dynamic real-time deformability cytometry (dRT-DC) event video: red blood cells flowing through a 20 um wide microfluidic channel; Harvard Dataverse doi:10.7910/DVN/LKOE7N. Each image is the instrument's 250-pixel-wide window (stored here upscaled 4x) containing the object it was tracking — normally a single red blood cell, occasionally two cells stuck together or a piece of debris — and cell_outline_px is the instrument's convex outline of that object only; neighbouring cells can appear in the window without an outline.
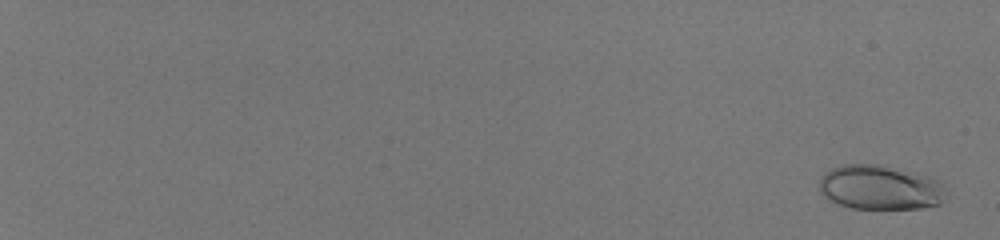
{"species": "human", "species_latin": "Homo sapiens", "temperature_condition": "room temperature", "stored_images_in_passage": 57, "camera_frame_rate_fps": 3000, "um_per_image_px": 0.085, "donor": {"sex": "male"}, "frame": {"image": 1, "passage_image": 3, "time_ms": 0.667, "image_size_px": [1000, 240], "cell_outline_px": [[944, 188], [940, 204], [920, 208], [852, 208], [840, 204], [824, 196], [820, 192], [820, 176], [824, 172], [832, 168], [844, 164], [880, 164], [928, 176], [936, 180]], "centroid_in_image_um": [74.75, 15.92], "position_along_channel_um": 10.2, "area_um2": 32.43}}
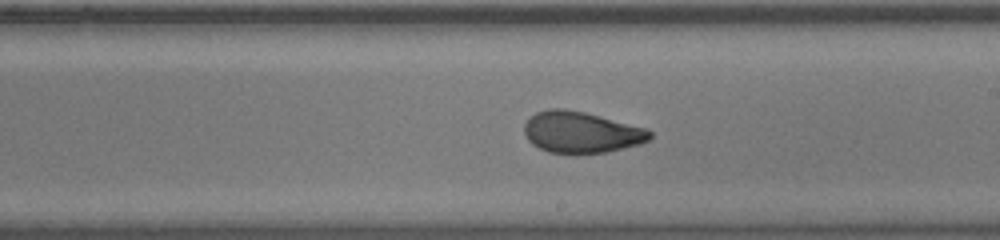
{"frame": {"image": 2, "passage_image": 40, "time_ms": 13.0, "image_size_px": [1000, 240], "cell_outline_px": [[652, 136], [648, 140], [640, 144], [608, 152], [548, 152], [532, 144], [528, 140], [524, 132], [524, 124], [536, 112], [548, 108], [564, 108], [584, 112], [648, 128], [652, 132]], "centroid_in_image_um": [49.42, 11.22], "position_along_channel_um": 239.6, "area_um2": 30.06}}
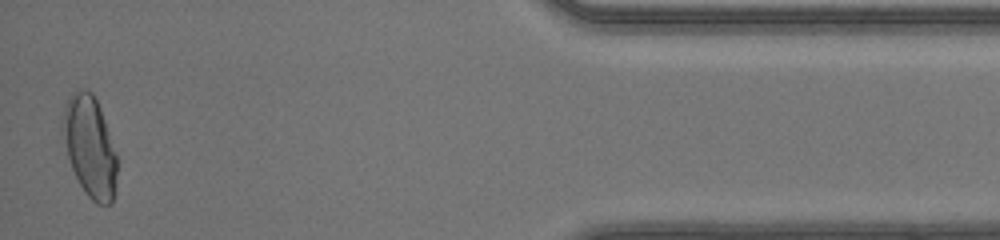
{"frame": {"image": 3, "passage_image": 57, "time_ms": 18.667, "image_size_px": [1000, 240], "cell_outline_px": [[116, 172], [112, 200], [108, 204], [96, 204], [88, 196], [80, 184], [72, 168], [68, 156], [60, 124], [64, 104], [72, 92], [84, 88], [92, 92], [100, 108], [116, 152]], "centroid_in_image_um": [7.6, 12.4], "position_along_channel_um": 427.6, "area_um2": 31.62}, "authors_computed_cell_mechanics": {"area_um2": 30.2872, "velocity_mm_per_s": 4.1585, "shape_relaxation_time_tau1_ms": 7.0787, "shape_relaxation_time_tau2_ms": 0.7833, "deformation_change_tau1": 0.2176, "deformation_change_tau2": 0.0606}}